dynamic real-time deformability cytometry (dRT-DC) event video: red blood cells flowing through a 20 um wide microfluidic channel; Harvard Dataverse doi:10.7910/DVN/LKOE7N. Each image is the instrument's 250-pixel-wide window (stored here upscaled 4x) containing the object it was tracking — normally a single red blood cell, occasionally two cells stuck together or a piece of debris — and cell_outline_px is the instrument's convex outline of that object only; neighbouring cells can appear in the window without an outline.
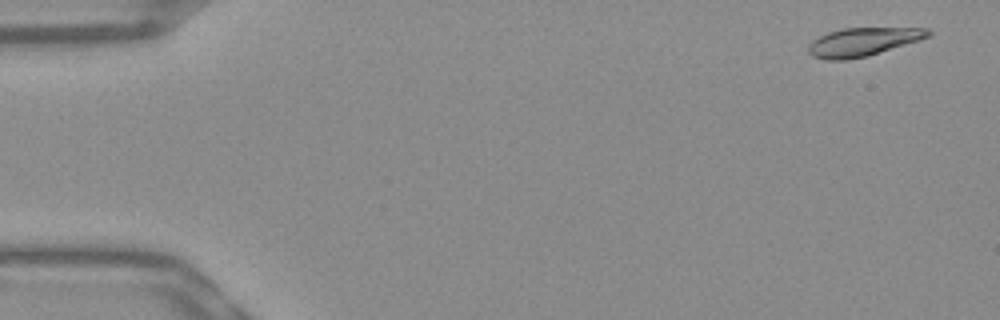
{"species": "Egyptian fruit bat (a non-hibernating species)", "species_latin": "Rousettus aegyptiacus", "temperature_condition": "warm", "stored_images_in_passage": 53, "camera_frame_rate_fps": 3000, "um_per_image_px": 0.085, "frame": {"image": 1, "passage_image": 3, "time_ms": 0.667, "image_size_px": [1000, 320], "cell_outline_px": [[932, 32], [928, 36], [920, 40], [868, 56], [844, 60], [828, 60], [812, 56], [808, 52], [808, 44], [812, 40], [828, 32], [840, 28], [928, 28]], "centroid_in_image_um": [73.32, 3.56], "position_along_channel_um": 11.7, "area_um2": 19.83}}
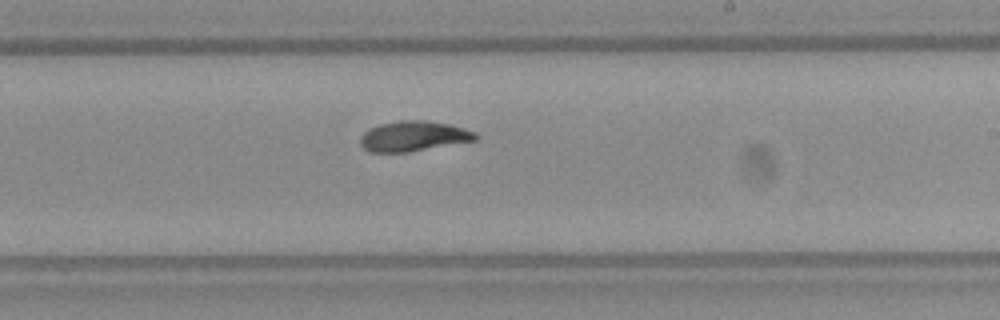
{"frame": {"image": 2, "passage_image": 32, "time_ms": 10.333, "image_size_px": [1000, 320], "cell_outline_px": [[480, 136], [476, 140], [408, 152], [368, 152], [360, 144], [360, 136], [364, 132], [380, 124], [400, 120], [428, 120], [448, 124], [464, 128], [476, 132]], "centroid_in_image_um": [35.16, 11.57], "position_along_channel_um": 253.8, "area_um2": 20.29}}
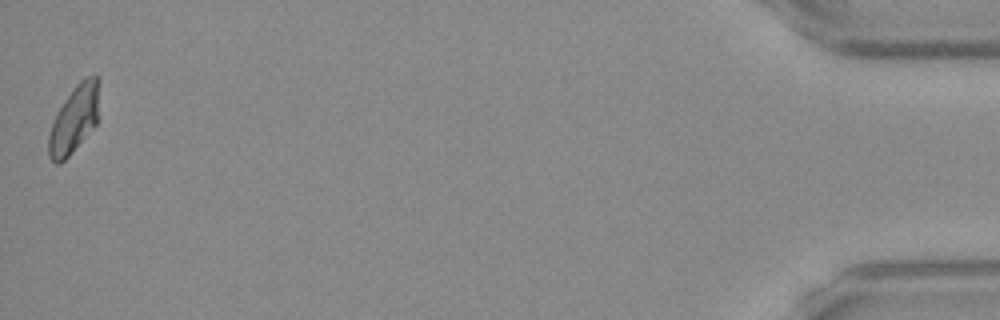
{"frame": {"image": 3, "passage_image": 53, "time_ms": 17.333, "image_size_px": [1000, 320], "cell_outline_px": [[100, 120], [68, 156], [60, 164], [56, 164], [48, 156], [48, 136], [56, 112], [64, 100], [76, 84], [80, 80], [88, 76], [96, 76], [100, 80]], "centroid_in_image_um": [6.36, 10.09], "position_along_channel_um": 428.8, "area_um2": 20.35}, "authors_computed_cell_mechanics": {"area_um2": 19.9988, "velocity_mm_per_s": 3.8419, "shape_relaxation_time_tau1_ms": 8.8723, "shape_relaxation_time_tau2_ms": 2.2785, "deformation_change_tau1": 0.2592, "deformation_change_tau2": 0.0644}}